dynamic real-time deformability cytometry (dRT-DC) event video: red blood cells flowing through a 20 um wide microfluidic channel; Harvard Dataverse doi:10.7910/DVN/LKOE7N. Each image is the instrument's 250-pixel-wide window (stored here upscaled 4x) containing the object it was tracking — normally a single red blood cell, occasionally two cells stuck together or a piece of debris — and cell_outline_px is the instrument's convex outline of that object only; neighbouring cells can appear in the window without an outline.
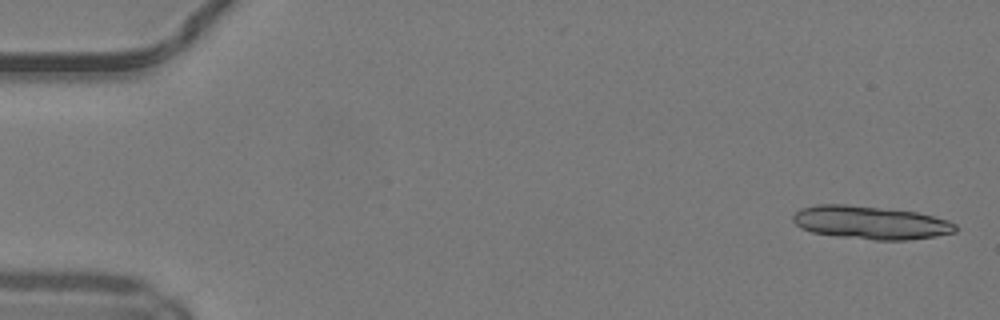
{"species": "common noctule bat (a hibernating species)", "species_latin": "Nyctalus noctula", "temperature_condition": "warm", "stored_images_in_passage": 14, "camera_frame_rate_fps": 3000, "um_per_image_px": 0.085, "animal": {"sex": "male", "body_mass_g": 19.2, "forearm_length_mm": 51.8}, "frame": {"image": 1, "passage_image": 2, "time_ms": 0.333, "image_size_px": [1000, 320], "cell_outline_px": [[956, 232], [936, 236], [908, 240], [876, 240], [836, 236], [812, 232], [800, 228], [792, 220], [792, 216], [800, 208], [816, 204], [848, 204], [916, 212], [948, 220], [956, 224]], "centroid_in_image_um": [73.97, 18.92], "position_along_channel_um": 11.0, "area_um2": 31.5}}